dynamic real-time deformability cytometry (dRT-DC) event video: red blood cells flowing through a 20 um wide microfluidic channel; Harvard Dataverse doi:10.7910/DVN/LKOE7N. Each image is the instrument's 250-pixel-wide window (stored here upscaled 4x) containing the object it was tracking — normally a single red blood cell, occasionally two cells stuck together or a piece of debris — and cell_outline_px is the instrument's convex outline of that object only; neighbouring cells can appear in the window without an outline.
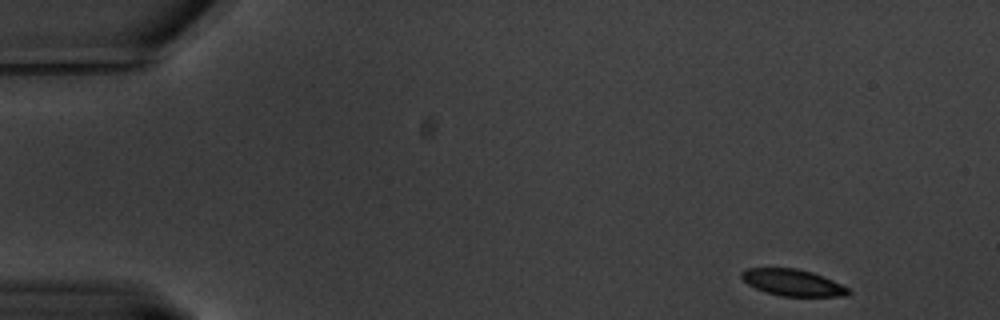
{"species": "common noctule bat (a hibernating species)", "species_latin": "Nyctalus noctula", "temperature_condition": "warm", "stored_images_in_passage": 15, "camera_frame_rate_fps": 3000, "um_per_image_px": 0.085, "animal": {"sex": "male", "body_mass_g": 20.1, "forearm_length_mm": 53.5}, "frame": {"image": 1, "passage_image": 1, "time_ms": 0.0, "image_size_px": [1000, 320], "cell_outline_px": [[852, 292], [848, 296], [780, 296], [764, 292], [748, 284], [740, 276], [740, 272], [744, 268], [796, 268], [812, 272], [824, 276], [848, 288]], "centroid_in_image_um": [67.37, 24.02], "position_along_channel_um": 17.6, "area_um2": 16.65}}
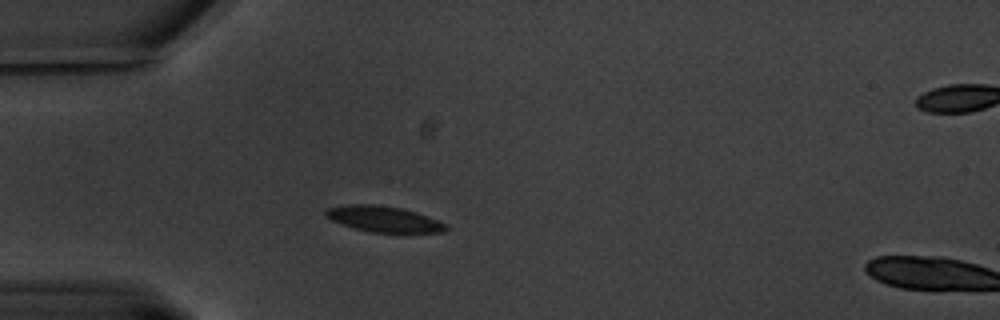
{"frame": {"image": 2, "passage_image": 13, "time_ms": 4.0, "image_size_px": [1000, 320], "cell_outline_px": [[448, 228], [444, 232], [404, 236], [368, 232], [332, 220], [324, 216], [324, 212], [328, 208], [348, 204], [372, 204], [400, 208], [416, 212], [436, 220], [444, 224]], "centroid_in_image_um": [32.68, 18.68], "position_along_channel_um": 52.3, "area_um2": 18.79}}